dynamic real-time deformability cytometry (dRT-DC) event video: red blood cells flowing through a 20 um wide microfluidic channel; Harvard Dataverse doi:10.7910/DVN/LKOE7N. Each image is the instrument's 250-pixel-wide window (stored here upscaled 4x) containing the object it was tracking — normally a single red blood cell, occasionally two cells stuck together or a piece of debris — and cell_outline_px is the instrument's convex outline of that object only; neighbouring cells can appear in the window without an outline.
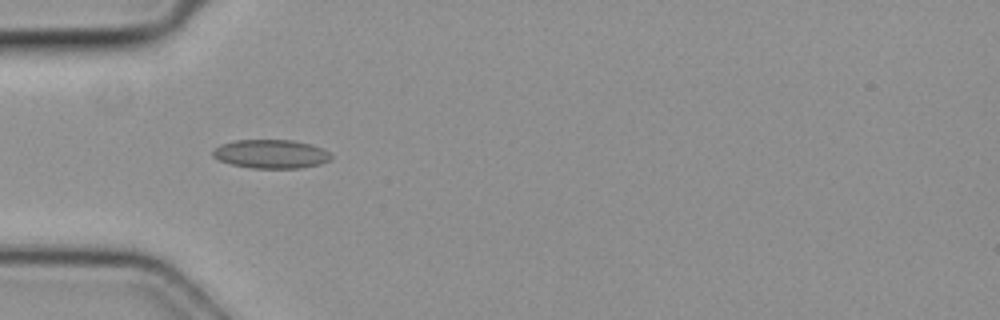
{"species": "common noctule bat (a hibernating species)", "species_latin": "Nyctalus noctula", "temperature_condition": "cold", "stored_images_in_passage": 3, "camera_frame_rate_fps": 3000, "um_per_image_px": 0.085, "animal": {"sex": "female", "body_mass_g": 19.3, "forearm_length_mm": 54.1}, "frame": {"image": 1, "passage_image": 1, "time_ms": 0.0, "image_size_px": [1000, 320], "cell_outline_px": [[332, 156], [328, 160], [320, 164], [304, 168], [252, 168], [232, 164], [220, 160], [212, 156], [212, 152], [220, 144], [236, 140], [292, 140], [312, 144], [328, 152]], "centroid_in_image_um": [23.03, 13.09], "position_along_channel_um": 62.0, "area_um2": 19.71}}
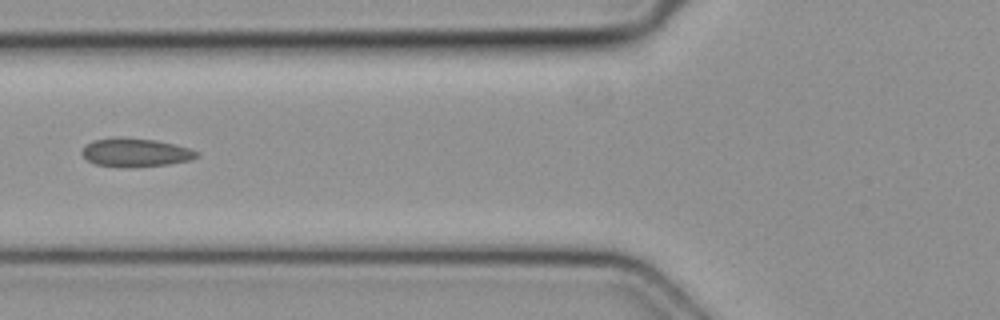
{"frame": {"image": 2, "passage_image": 2, "time_ms": 0.333, "image_size_px": [1000, 320], "cell_outline_px": [[200, 156], [192, 160], [168, 164], [132, 168], [120, 168], [96, 164], [88, 160], [80, 152], [84, 144], [92, 140], [116, 136], [120, 136], [156, 140], [188, 148], [200, 152]], "centroid_in_image_um": [11.49, 12.96], "position_along_channel_um": 114.3, "area_um2": 19.59}}
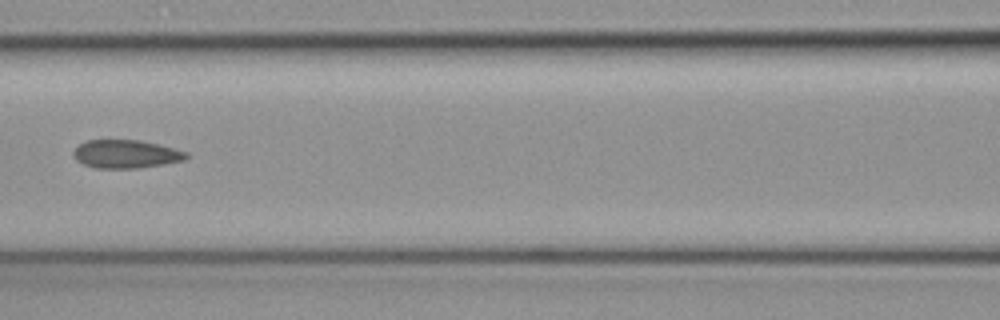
{"frame": {"image": 3, "passage_image": 3, "time_ms": 0.667, "image_size_px": [1000, 320], "cell_outline_px": [[188, 156], [184, 160], [164, 164], [140, 168], [92, 168], [76, 160], [72, 156], [72, 152], [80, 144], [88, 140], [140, 140], [160, 144], [176, 148], [188, 152]], "centroid_in_image_um": [10.72, 13.09], "position_along_channel_um": 155.9, "area_um2": 18.79}}